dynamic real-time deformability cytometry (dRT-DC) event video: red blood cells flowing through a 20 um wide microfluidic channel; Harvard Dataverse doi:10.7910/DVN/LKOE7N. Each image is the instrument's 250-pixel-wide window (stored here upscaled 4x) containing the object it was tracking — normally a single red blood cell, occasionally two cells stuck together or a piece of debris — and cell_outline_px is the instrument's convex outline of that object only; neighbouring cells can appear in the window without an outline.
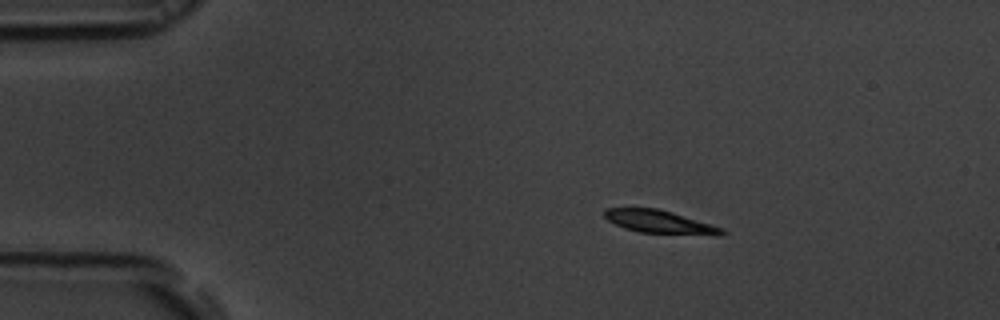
{"species": "common noctule bat (a hibernating species)", "species_latin": "Nyctalus noctula", "temperature_condition": "room temperature", "stored_images_in_passage": 46, "camera_frame_rate_fps": 3000, "um_per_image_px": 0.085, "animal": {"sex": "male", "body_mass_g": 19.5, "forearm_length_mm": 54.6}, "frame": {"image": 1, "passage_image": 1, "time_ms": 0.0, "image_size_px": [1000, 320], "cell_outline_px": [[728, 232], [720, 236], [716, 236], [640, 232], [624, 228], [608, 220], [604, 216], [604, 208], [660, 208], [724, 228]], "centroid_in_image_um": [56.14, 18.87], "position_along_channel_um": 28.9, "area_um2": 16.01}}
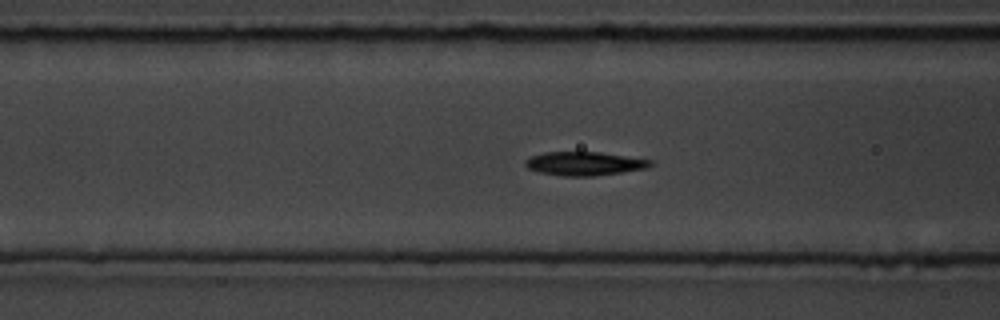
{"frame": {"image": 2, "passage_image": 13, "time_ms": 4.0, "image_size_px": [1000, 320], "cell_outline_px": [[656, 164], [648, 168], [596, 176], [564, 176], [540, 172], [528, 168], [524, 164], [524, 160], [532, 156], [544, 152], [600, 152], [652, 160]], "centroid_in_image_um": [49.71, 13.9], "position_along_channel_um": 116.9, "area_um2": 17.34}}
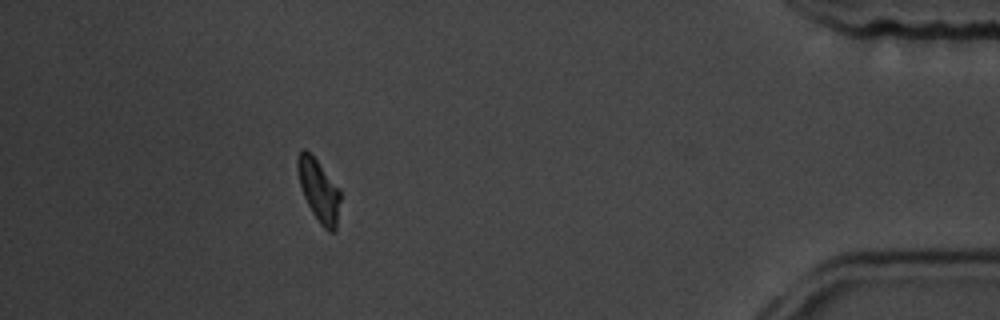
{"frame": {"image": 3, "passage_image": 41, "time_ms": 13.333, "image_size_px": [1000, 320], "cell_outline_px": [[340, 200], [336, 228], [332, 232], [328, 232], [320, 224], [312, 212], [304, 196], [300, 184], [296, 168], [296, 160], [300, 152], [304, 148], [316, 160], [340, 188]], "centroid_in_image_um": [27.1, 16.19], "position_along_channel_um": 408.1, "area_um2": 15.32}, "authors_computed_cell_mechanics": {"area_um2": 16.8487, "velocity_mm_per_s": 3.6888, "shape_relaxation_time_tau1_ms": 3.4611, "shape_relaxation_time_tau2_ms": 5.5074, "deformation_change_tau1": 0.1237, "deformation_change_tau2": 0.0897}}